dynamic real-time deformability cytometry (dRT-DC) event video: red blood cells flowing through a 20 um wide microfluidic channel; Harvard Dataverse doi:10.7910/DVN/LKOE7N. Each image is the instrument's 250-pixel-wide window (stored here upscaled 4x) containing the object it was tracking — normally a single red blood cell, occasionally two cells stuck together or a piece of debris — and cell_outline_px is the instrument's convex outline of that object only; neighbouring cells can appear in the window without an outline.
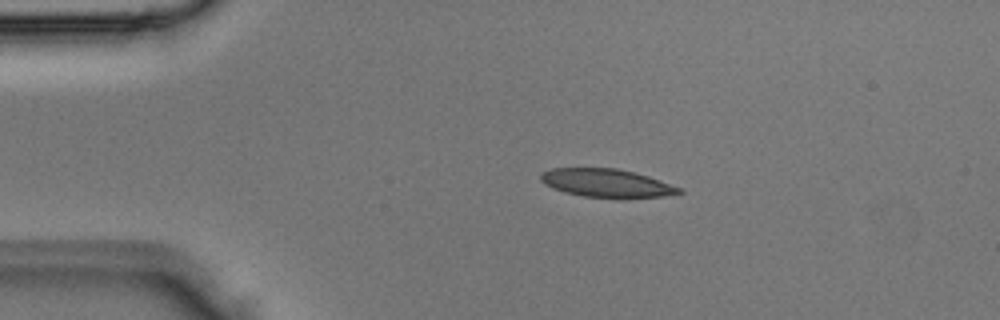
{"species": "Egyptian fruit bat (a non-hibernating species)", "species_latin": "Rousettus aegyptiacus", "temperature_condition": "room temperature", "stored_images_in_passage": 3, "camera_frame_rate_fps": 3000, "um_per_image_px": 0.085, "animal": {"sex": "male"}, "frame": {"image": 1, "passage_image": 2, "time_ms": 0.333, "image_size_px": [1000, 320], "cell_outline_px": [[684, 192], [664, 196], [584, 196], [564, 192], [552, 188], [544, 184], [540, 180], [540, 176], [544, 172], [552, 168], [616, 168], [648, 176], [660, 180], [680, 188]], "centroid_in_image_um": [51.5, 15.53], "position_along_channel_um": 33.5, "area_um2": 22.02}}